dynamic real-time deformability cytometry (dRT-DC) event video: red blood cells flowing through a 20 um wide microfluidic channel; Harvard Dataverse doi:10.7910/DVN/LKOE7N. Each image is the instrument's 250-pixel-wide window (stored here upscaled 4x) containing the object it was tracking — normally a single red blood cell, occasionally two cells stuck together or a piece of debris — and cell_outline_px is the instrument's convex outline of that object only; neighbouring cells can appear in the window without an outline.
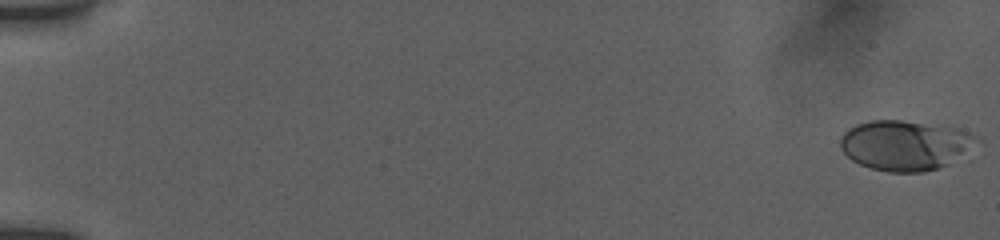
{"species": "human", "species_latin": "Homo sapiens", "temperature_condition": "room temperature", "stored_images_in_passage": 54, "camera_frame_rate_fps": 3000, "um_per_image_px": 0.085, "donor": {"sex": "female"}, "frame": {"image": 1, "passage_image": 1, "time_ms": 0.0, "image_size_px": [1000, 240], "cell_outline_px": [[980, 140], [948, 164], [924, 172], [888, 172], [872, 168], [860, 164], [852, 160], [840, 148], [840, 140], [844, 132], [848, 128], [856, 124], [872, 120], [900, 120], [960, 128], [976, 136]], "centroid_in_image_um": [76.9, 12.33], "position_along_channel_um": 8.1, "area_um2": 39.42}}
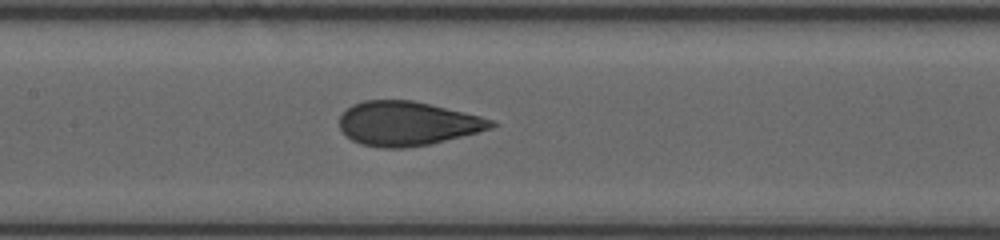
{"frame": {"image": 2, "passage_image": 28, "time_ms": 9.0, "image_size_px": [1000, 240], "cell_outline_px": [[500, 124], [492, 128], [432, 144], [404, 148], [380, 148], [360, 144], [352, 140], [340, 128], [340, 116], [352, 104], [364, 100], [412, 100], [480, 116], [492, 120]], "centroid_in_image_um": [34.62, 10.51], "position_along_channel_um": 172.8, "area_um2": 38.96}}
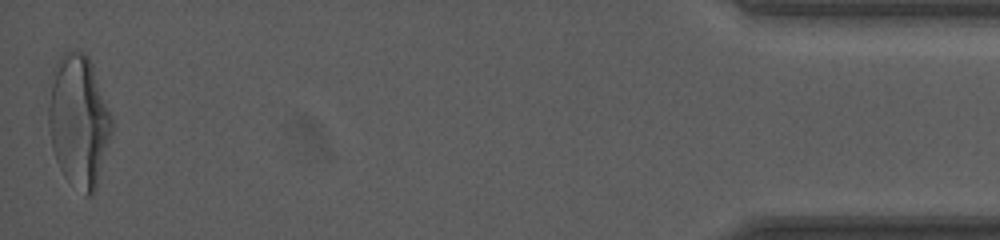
{"frame": {"image": 3, "passage_image": 54, "time_ms": 17.667, "image_size_px": [1000, 240], "cell_outline_px": [[112, 128], [96, 188], [92, 196], [84, 196], [64, 176], [56, 160], [52, 148], [48, 124], [48, 108], [52, 72], [60, 56], [64, 52], [84, 52], [88, 56], [92, 64], [112, 116]], "centroid_in_image_um": [6.68, 10.29], "position_along_channel_um": 428.5, "area_um2": 48.44}, "authors_computed_cell_mechanics": {"area_um2": 39.2462, "velocity_mm_per_s": 3.885, "shape_relaxation_time_tau1_ms": 3.9459, "shape_relaxation_time_tau2_ms": 0.7708, "deformation_change_tau1": 0.1724, "deformation_change_tau2": 0.0742}}